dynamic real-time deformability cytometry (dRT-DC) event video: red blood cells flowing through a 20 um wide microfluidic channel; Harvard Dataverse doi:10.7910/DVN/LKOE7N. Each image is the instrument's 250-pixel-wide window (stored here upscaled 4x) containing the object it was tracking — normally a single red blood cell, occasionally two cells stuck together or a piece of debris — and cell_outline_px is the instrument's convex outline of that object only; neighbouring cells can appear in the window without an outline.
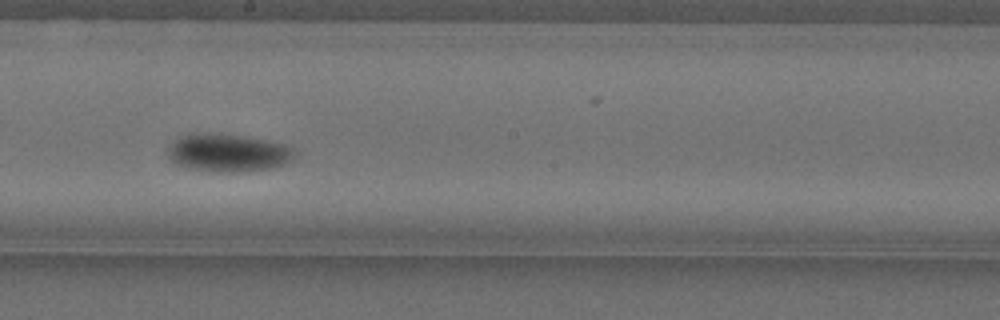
{"species": "Egyptian fruit bat (a non-hibernating species)", "species_latin": "Rousettus aegyptiacus", "temperature_condition": "cold", "stored_images_in_passage": 58, "camera_frame_rate_fps": 3000, "um_per_image_px": 0.085, "animal": {"sex": "female"}, "frame": {"image": 1, "passage_image": 34, "time_ms": 11.0, "image_size_px": [1000, 320], "cell_outline_px": [[296, 156], [292, 160], [284, 164], [268, 168], [236, 172], [212, 172], [188, 168], [176, 164], [168, 156], [168, 148], [176, 140], [192, 132], [220, 132], [244, 136], [284, 144], [292, 148], [296, 152]], "centroid_in_image_um": [19.37, 12.97], "position_along_channel_um": 228.8, "area_um2": 28.15}, "authors_computed_cell_mechanics": {"area_um2": 24.5939, "velocity_mm_per_s": 3.552, "shape_relaxation_time_tau1_ms": 4.7325, "shape_relaxation_time_tau2_ms": 4.2808, "deformation_change_tau1": 0.1562, "deformation_change_tau2": 0.0391}}